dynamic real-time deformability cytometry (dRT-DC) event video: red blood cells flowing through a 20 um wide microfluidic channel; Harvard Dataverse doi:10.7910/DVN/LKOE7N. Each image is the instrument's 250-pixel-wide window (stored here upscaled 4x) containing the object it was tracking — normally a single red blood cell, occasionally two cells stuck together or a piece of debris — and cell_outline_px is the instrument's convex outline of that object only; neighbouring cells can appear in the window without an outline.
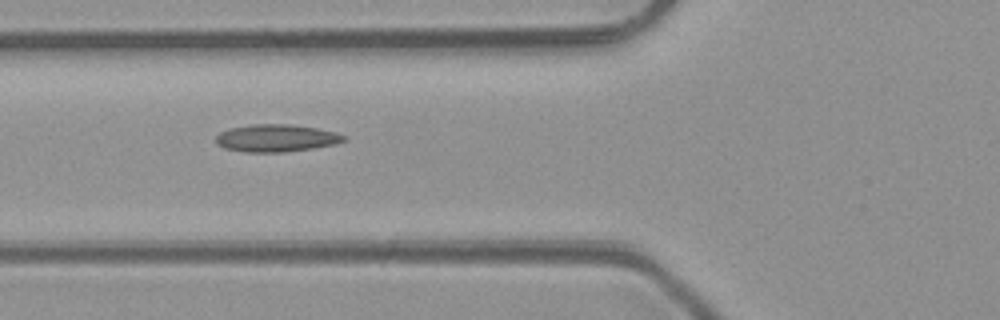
{"species": "common noctule bat (a hibernating species)", "species_latin": "Nyctalus noctula", "temperature_condition": "room temperature", "stored_images_in_passage": 3, "camera_frame_rate_fps": 3000, "um_per_image_px": 0.085, "animal": {"sex": "male", "body_mass_g": 23.1, "forearm_length_mm": 52.7}, "frame": {"image": 1, "passage_image": 2, "time_ms": 1.0, "image_size_px": [1000, 320], "cell_outline_px": [[348, 140], [336, 144], [312, 148], [284, 152], [244, 152], [224, 148], [216, 144], [216, 136], [220, 132], [228, 128], [252, 124], [288, 124], [316, 128], [336, 132], [348, 136]], "centroid_in_image_um": [23.49, 11.74], "position_along_channel_um": 102.3, "area_um2": 20.63}}
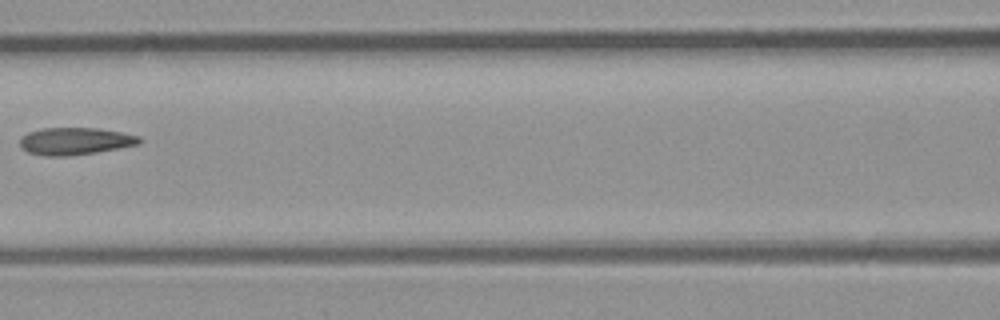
{"frame": {"image": 2, "passage_image": 3, "time_ms": 2.333, "image_size_px": [1000, 320], "cell_outline_px": [[144, 140], [140, 144], [96, 152], [64, 156], [44, 156], [28, 152], [20, 148], [20, 140], [28, 132], [40, 128], [96, 128], [120, 132], [140, 136]], "centroid_in_image_um": [6.39, 11.99], "position_along_channel_um": 160.2, "area_um2": 18.96}}